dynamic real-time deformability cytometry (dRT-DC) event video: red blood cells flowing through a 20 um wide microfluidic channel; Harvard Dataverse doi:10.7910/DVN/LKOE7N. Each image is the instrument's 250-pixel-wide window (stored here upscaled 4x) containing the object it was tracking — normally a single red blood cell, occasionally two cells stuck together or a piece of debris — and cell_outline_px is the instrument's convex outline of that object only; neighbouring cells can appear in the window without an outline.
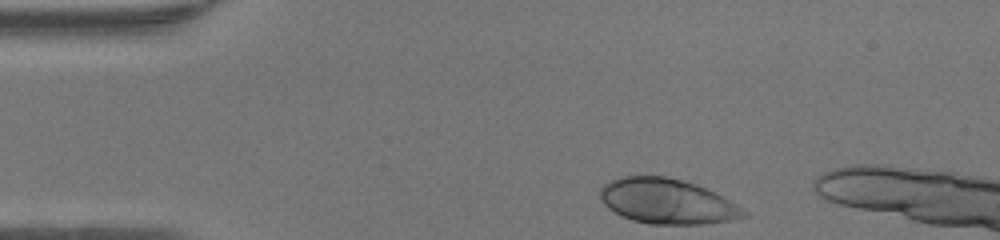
{"species": "human", "species_latin": "Homo sapiens", "temperature_condition": "warm", "stored_images_in_passage": 32, "camera_frame_rate_fps": 3000, "um_per_image_px": 0.085, "donor": {"sex": "female"}, "frame": {"image": 1, "passage_image": 1, "time_ms": 0.0, "image_size_px": [1000, 240], "cell_outline_px": [[748, 216], [732, 220], [704, 224], [652, 224], [632, 220], [608, 208], [600, 200], [600, 188], [608, 180], [620, 176], [664, 176], [696, 184], [724, 196], [748, 212]], "centroid_in_image_um": [56.71, 17.11], "position_along_channel_um": 28.3, "area_um2": 37.8}}
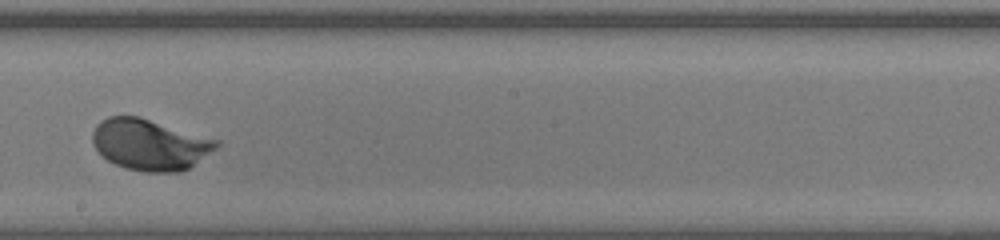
{"frame": {"image": 2, "passage_image": 20, "time_ms": 6.333, "image_size_px": [1000, 240], "cell_outline_px": [[220, 144], [216, 148], [188, 168], [176, 172], [144, 172], [124, 168], [108, 160], [92, 144], [92, 132], [96, 124], [100, 120], [108, 116], [140, 116], [220, 140]], "centroid_in_image_um": [12.72, 12.27], "position_along_channel_um": 235.5, "area_um2": 36.93}}
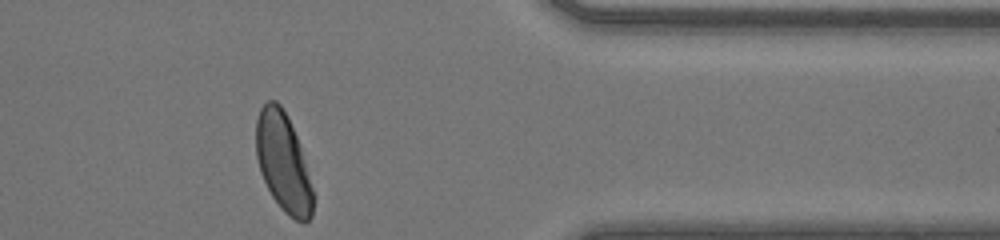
{"frame": {"image": 3, "passage_image": 32, "time_ms": 10.333, "image_size_px": [1000, 240], "cell_outline_px": [[316, 196], [312, 216], [304, 224], [288, 216], [280, 208], [272, 196], [260, 172], [256, 156], [256, 120], [260, 108], [268, 100], [276, 100], [280, 104], [288, 116], [300, 144]], "centroid_in_image_um": [24.11, 13.84], "position_along_channel_um": 387.3, "area_um2": 33.41}, "authors_computed_cell_mechanics": {"area_um2": 36.3851, "velocity_mm_per_s": 4.2595, "shape_relaxation_time_tau1_ms": 1.69, "shape_relaxation_time_tau2_ms": null, "deformation_change_tau1": 0.1685, "deformation_change_tau2": null}}